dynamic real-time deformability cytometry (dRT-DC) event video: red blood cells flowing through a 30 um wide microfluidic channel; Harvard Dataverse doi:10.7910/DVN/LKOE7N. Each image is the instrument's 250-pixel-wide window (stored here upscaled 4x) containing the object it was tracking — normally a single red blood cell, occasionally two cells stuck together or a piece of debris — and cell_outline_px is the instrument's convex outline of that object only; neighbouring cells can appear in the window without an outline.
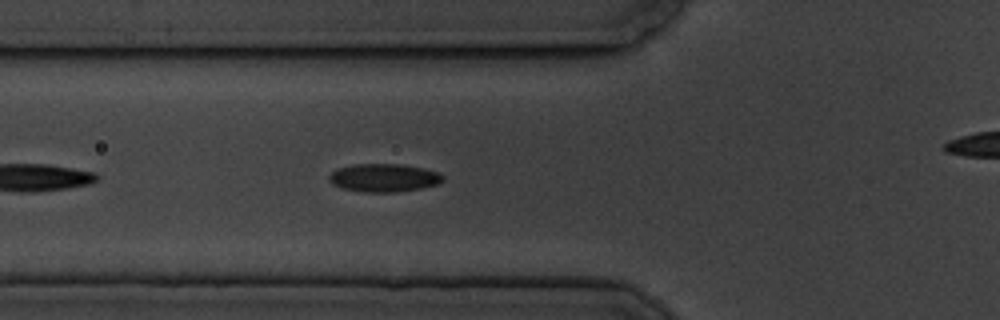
{"species": "common noctule bat (a hibernating species)", "species_latin": "Nyctalus noctula", "temperature_condition": "cold", "stored_images_in_passage": 6, "camera_frame_rate_fps": 3000, "um_per_image_px": 0.085, "animal": {"sex": "male", "body_mass_g": 19.5, "forearm_length_mm": 54.6}, "frame": {"image": 1, "passage_image": 6, "time_ms": 6.0, "image_size_px": [1000, 320], "cell_outline_px": [[444, 180], [440, 184], [420, 188], [396, 192], [364, 192], [344, 188], [332, 184], [328, 180], [328, 176], [336, 168], [352, 164], [400, 164], [424, 168], [440, 172], [444, 176]], "centroid_in_image_um": [32.65, 15.1], "position_along_channel_um": 93.2, "area_um2": 18.84}}